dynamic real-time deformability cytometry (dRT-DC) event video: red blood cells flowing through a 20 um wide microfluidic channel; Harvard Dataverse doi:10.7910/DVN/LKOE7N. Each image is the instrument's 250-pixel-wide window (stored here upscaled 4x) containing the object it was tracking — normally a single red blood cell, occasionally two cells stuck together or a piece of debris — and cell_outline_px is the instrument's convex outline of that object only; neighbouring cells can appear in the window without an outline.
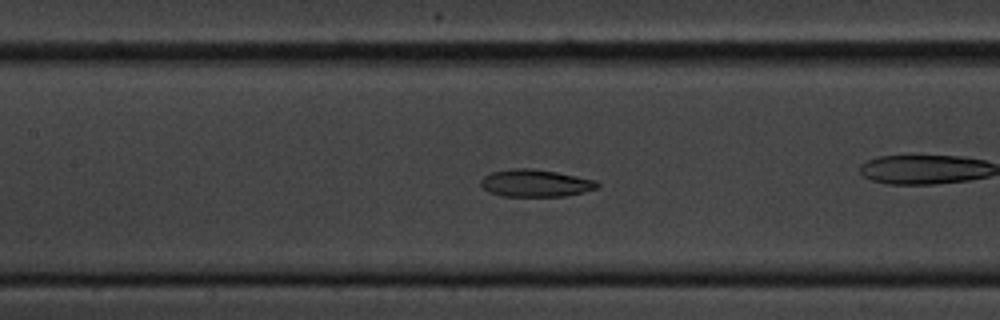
{"species": "common noctule bat (a hibernating species)", "species_latin": "Nyctalus noctula", "temperature_condition": "cold", "stored_images_in_passage": 57, "camera_frame_rate_fps": 3000, "um_per_image_px": 0.085, "animal": {"sex": "male", "body_mass_g": 20.1, "forearm_length_mm": 53.5}, "frame": {"image": 1, "passage_image": 25, "time_ms": 8.0, "image_size_px": [1000, 320], "cell_outline_px": [[600, 184], [596, 188], [584, 192], [564, 196], [500, 196], [488, 192], [480, 184], [480, 180], [484, 176], [492, 172], [512, 168], [532, 168], [556, 172], [596, 180]], "centroid_in_image_um": [45.49, 15.57], "position_along_channel_um": 161.9, "area_um2": 18.55}, "authors_computed_cell_mechanics": {"area_um2": 20.5768, "velocity_mm_per_s": 3.5485, "shape_relaxation_time_tau1_ms": 9.4108, "shape_relaxation_time_tau2_ms": 2.9669, "deformation_change_tau1": 0.2149, "deformation_change_tau2": 0.096}}